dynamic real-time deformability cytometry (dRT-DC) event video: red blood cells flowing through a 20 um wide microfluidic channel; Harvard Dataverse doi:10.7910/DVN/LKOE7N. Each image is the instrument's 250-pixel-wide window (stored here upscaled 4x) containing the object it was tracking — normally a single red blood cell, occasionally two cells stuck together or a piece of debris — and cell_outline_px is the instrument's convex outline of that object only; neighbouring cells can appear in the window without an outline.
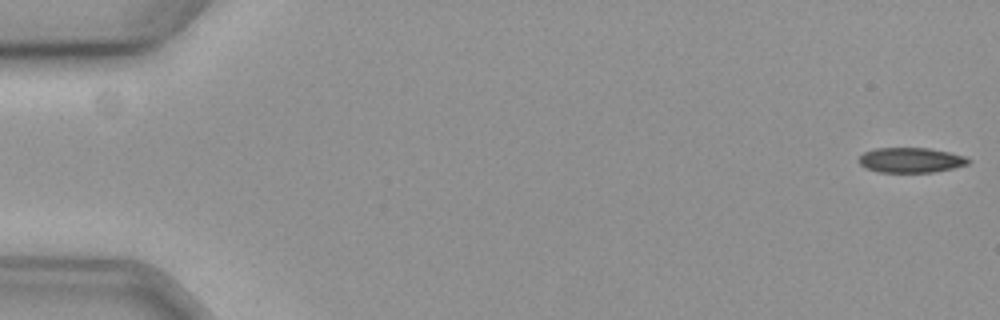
{"species": "common noctule bat (a hibernating species)", "species_latin": "Nyctalus noctula", "temperature_condition": "cold", "stored_images_in_passage": 10, "camera_frame_rate_fps": 3000, "um_per_image_px": 0.085, "animal": {"sex": "female", "body_mass_g": 19.3, "forearm_length_mm": 54.1}, "frame": {"image": 1, "passage_image": 1, "time_ms": 0.0, "image_size_px": [1000, 320], "cell_outline_px": [[972, 160], [968, 164], [952, 168], [932, 172], [880, 172], [868, 168], [860, 164], [860, 156], [864, 152], [876, 148], [928, 148], [948, 152], [964, 156]], "centroid_in_image_um": [77.44, 13.6], "position_along_channel_um": 7.6, "area_um2": 15.72}}